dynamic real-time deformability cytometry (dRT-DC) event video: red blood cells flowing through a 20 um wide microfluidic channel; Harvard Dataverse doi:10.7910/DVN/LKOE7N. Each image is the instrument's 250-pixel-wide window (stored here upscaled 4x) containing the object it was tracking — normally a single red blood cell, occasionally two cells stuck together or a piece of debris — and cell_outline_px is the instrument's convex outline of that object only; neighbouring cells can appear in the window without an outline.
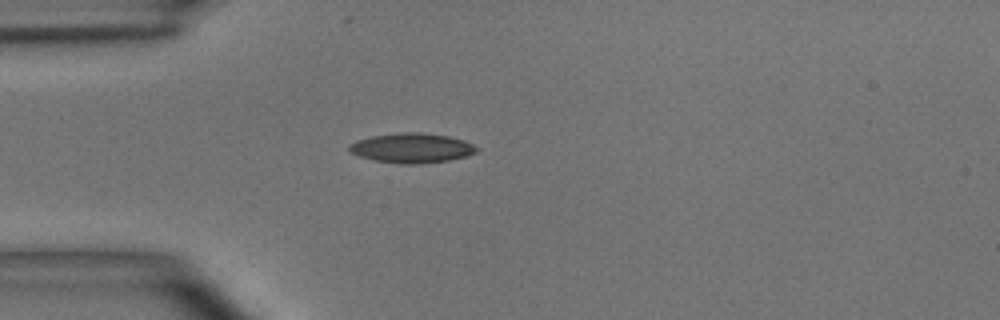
{"species": "common noctule bat (a hibernating species)", "species_latin": "Nyctalus noctula", "temperature_condition": "room temperature", "stored_images_in_passage": 37, "camera_frame_rate_fps": 3000, "um_per_image_px": 0.085, "animal": {"sex": "male", "body_mass_g": 15.6}, "frame": {"image": 1, "passage_image": 1, "time_ms": 0.0, "image_size_px": [1000, 320], "cell_outline_px": [[480, 148], [476, 152], [468, 156], [448, 160], [420, 164], [400, 164], [376, 160], [360, 156], [352, 152], [348, 148], [348, 144], [356, 140], [372, 136], [400, 132], [420, 132], [448, 136], [464, 140]], "centroid_in_image_um": [35.02, 12.57], "position_along_channel_um": 50.0, "area_um2": 22.08}}
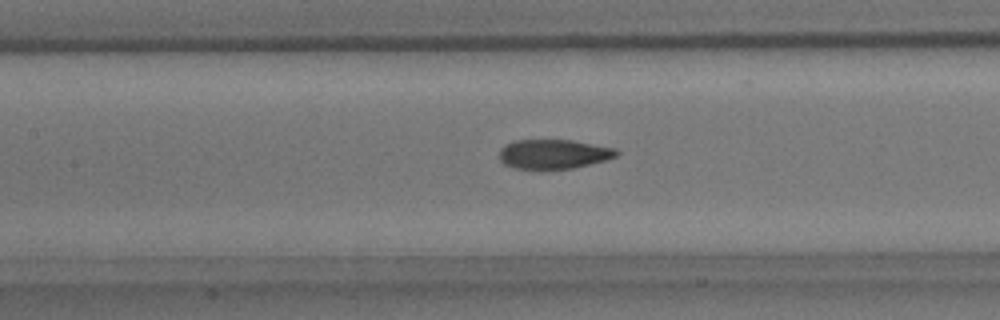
{"frame": {"image": 2, "passage_image": 10, "time_ms": 3.0, "image_size_px": [1000, 320], "cell_outline_px": [[620, 152], [616, 156], [604, 160], [572, 168], [512, 168], [504, 164], [500, 160], [500, 148], [504, 144], [516, 140], [572, 140], [616, 148]], "centroid_in_image_um": [47.04, 13.08], "position_along_channel_um": 160.4, "area_um2": 19.88}}
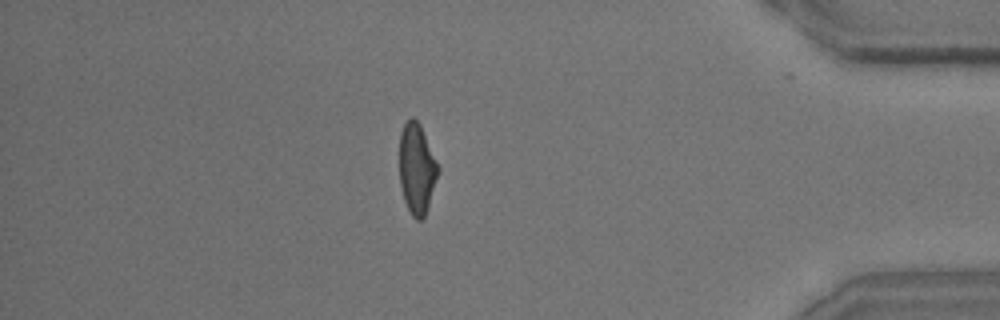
{"frame": {"image": 3, "passage_image": 31, "time_ms": 10.0, "image_size_px": [1000, 320], "cell_outline_px": [[440, 168], [428, 208], [424, 216], [420, 220], [416, 220], [412, 216], [404, 200], [400, 184], [400, 132], [404, 124], [412, 116], [420, 124]], "centroid_in_image_um": [35.43, 14.34], "position_along_channel_um": 399.8, "area_um2": 20.29}, "authors_computed_cell_mechanics": {"area_um2": 21.0392, "velocity_mm_per_s": 3.9724, "shape_relaxation_time_tau1_ms": 6.1607, "shape_relaxation_time_tau2_ms": 1.8377, "deformation_change_tau1": 0.1776, "deformation_change_tau2": 0.0869}}